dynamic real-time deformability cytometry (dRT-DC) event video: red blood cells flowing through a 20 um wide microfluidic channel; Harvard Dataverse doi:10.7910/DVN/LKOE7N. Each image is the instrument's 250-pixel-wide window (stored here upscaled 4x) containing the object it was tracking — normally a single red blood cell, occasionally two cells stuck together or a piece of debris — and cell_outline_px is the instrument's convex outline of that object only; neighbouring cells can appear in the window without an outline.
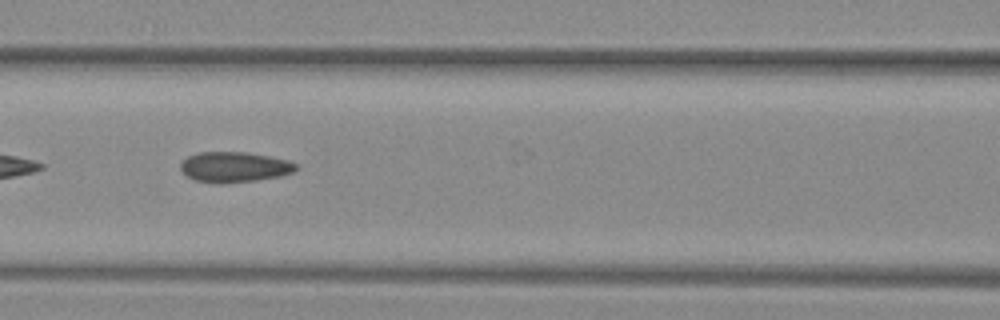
{"species": "common noctule bat (a hibernating species)", "species_latin": "Nyctalus noctula", "temperature_condition": "warm", "stored_images_in_passage": 18, "camera_frame_rate_fps": 3000, "um_per_image_px": 0.085, "animal": {"sex": "female", "body_mass_g": 29.2, "forearm_length_mm": 56.3}, "frame": {"image": 1, "passage_image": 8, "time_ms": 2.333, "image_size_px": [1000, 320], "cell_outline_px": [[300, 168], [292, 172], [280, 176], [256, 180], [224, 184], [216, 184], [196, 180], [188, 176], [180, 168], [180, 164], [188, 156], [200, 152], [244, 152], [268, 156], [288, 160], [296, 164]], "centroid_in_image_um": [19.93, 14.2], "position_along_channel_um": 146.7, "area_um2": 20.4}}
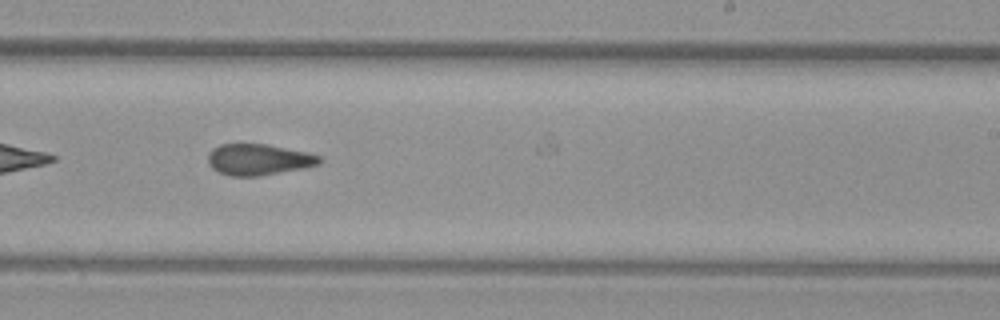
{"frame": {"image": 2, "passage_image": 17, "time_ms": 5.333, "image_size_px": [1000, 320], "cell_outline_px": [[320, 164], [304, 168], [260, 176], [232, 176], [220, 172], [212, 168], [208, 164], [208, 152], [212, 148], [220, 144], [264, 144], [308, 152], [320, 156]], "centroid_in_image_um": [21.96, 13.56], "position_along_channel_um": 267.0, "area_um2": 20.23}}